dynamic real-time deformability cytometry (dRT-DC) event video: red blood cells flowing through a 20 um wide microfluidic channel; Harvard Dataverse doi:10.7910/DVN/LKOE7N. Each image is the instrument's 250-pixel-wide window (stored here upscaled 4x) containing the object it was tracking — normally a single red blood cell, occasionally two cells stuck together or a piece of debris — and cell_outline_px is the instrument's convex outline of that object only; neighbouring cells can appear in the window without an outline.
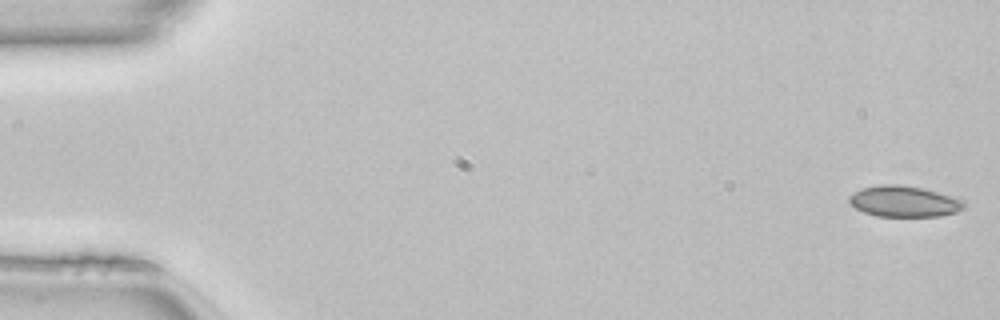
{"species": "common noctule bat (a hibernating species)", "species_latin": "Nyctalus noctula", "temperature_condition": "room temperature", "stored_images_in_passage": 49, "camera_frame_rate_fps": 3000, "um_per_image_px": 0.085, "animal": {"sex": "female", "body_mass_g": 22.7, "forearm_length_mm": 54.2}, "frame": {"image": 1, "passage_image": 1, "time_ms": 0.0, "image_size_px": [1000, 320], "cell_outline_px": [[968, 204], [964, 208], [956, 212], [940, 216], [876, 216], [864, 212], [856, 208], [848, 200], [848, 196], [864, 188], [884, 184], [900, 184], [920, 188], [936, 192], [964, 200]], "centroid_in_image_um": [76.87, 17.13], "position_along_channel_um": 8.1, "area_um2": 20.52}}
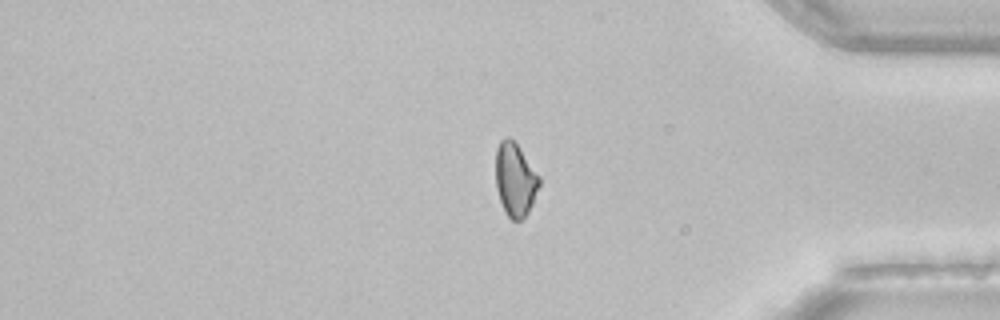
{"frame": {"image": 2, "passage_image": 41, "time_ms": 13.333, "image_size_px": [1000, 320], "cell_outline_px": [[540, 184], [528, 212], [524, 220], [512, 220], [504, 212], [496, 188], [496, 148], [500, 140], [504, 136], [508, 136], [516, 144], [540, 176]], "centroid_in_image_um": [43.78, 15.28], "position_along_channel_um": 391.4, "area_um2": 18.61}}
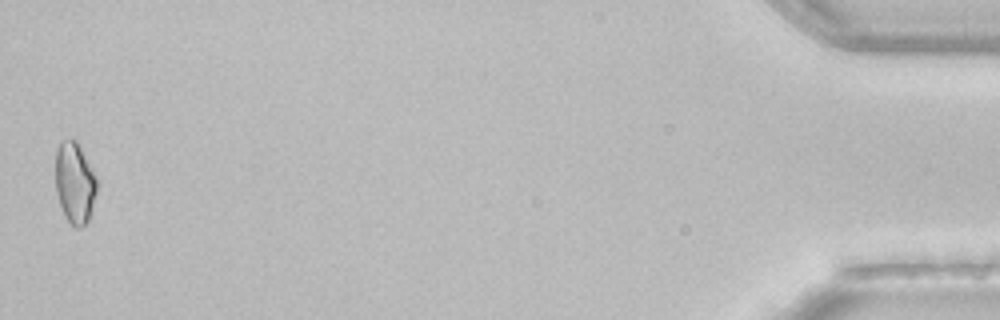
{"frame": {"image": 3, "passage_image": 49, "time_ms": 16.0, "image_size_px": [1000, 320], "cell_outline_px": [[100, 184], [88, 220], [80, 228], [76, 228], [68, 220], [60, 204], [56, 192], [56, 148], [60, 140], [68, 136], [72, 136], [80, 144], [100, 180]], "centroid_in_image_um": [6.4, 15.43], "position_along_channel_um": 428.8, "area_um2": 20.4}, "authors_computed_cell_mechanics": {"area_um2": 19.8254, "velocity_mm_per_s": 4.1383, "shape_relaxation_time_tau1_ms": null, "shape_relaxation_time_tau2_ms": 3.1298, "deformation_change_tau1": null, "deformation_change_tau2": 0.0736}}